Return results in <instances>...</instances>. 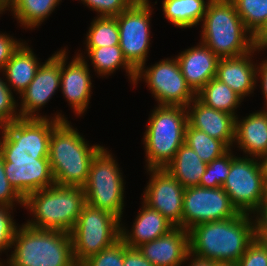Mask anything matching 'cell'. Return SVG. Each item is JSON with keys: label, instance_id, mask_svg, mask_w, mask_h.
I'll list each match as a JSON object with an SVG mask.
<instances>
[{"label": "cell", "instance_id": "1", "mask_svg": "<svg viewBox=\"0 0 267 266\" xmlns=\"http://www.w3.org/2000/svg\"><path fill=\"white\" fill-rule=\"evenodd\" d=\"M251 214L205 222L189 230L190 251L215 262L237 263L254 239Z\"/></svg>", "mask_w": 267, "mask_h": 266}, {"label": "cell", "instance_id": "2", "mask_svg": "<svg viewBox=\"0 0 267 266\" xmlns=\"http://www.w3.org/2000/svg\"><path fill=\"white\" fill-rule=\"evenodd\" d=\"M102 147L90 146L68 120L60 122L52 130L49 141L48 159L55 184L83 187L91 162Z\"/></svg>", "mask_w": 267, "mask_h": 266}, {"label": "cell", "instance_id": "3", "mask_svg": "<svg viewBox=\"0 0 267 266\" xmlns=\"http://www.w3.org/2000/svg\"><path fill=\"white\" fill-rule=\"evenodd\" d=\"M5 266H79L70 233L18 226Z\"/></svg>", "mask_w": 267, "mask_h": 266}, {"label": "cell", "instance_id": "4", "mask_svg": "<svg viewBox=\"0 0 267 266\" xmlns=\"http://www.w3.org/2000/svg\"><path fill=\"white\" fill-rule=\"evenodd\" d=\"M85 204L83 187L54 184L24 199L23 207L30 209L34 218L26 224L32 228L70 233Z\"/></svg>", "mask_w": 267, "mask_h": 266}, {"label": "cell", "instance_id": "5", "mask_svg": "<svg viewBox=\"0 0 267 266\" xmlns=\"http://www.w3.org/2000/svg\"><path fill=\"white\" fill-rule=\"evenodd\" d=\"M202 22L200 42L219 58L238 57L254 49L253 35L231 0H210Z\"/></svg>", "mask_w": 267, "mask_h": 266}, {"label": "cell", "instance_id": "6", "mask_svg": "<svg viewBox=\"0 0 267 266\" xmlns=\"http://www.w3.org/2000/svg\"><path fill=\"white\" fill-rule=\"evenodd\" d=\"M144 132L147 169L165 168L184 144L188 124L187 108L158 105L152 110Z\"/></svg>", "mask_w": 267, "mask_h": 266}, {"label": "cell", "instance_id": "7", "mask_svg": "<svg viewBox=\"0 0 267 266\" xmlns=\"http://www.w3.org/2000/svg\"><path fill=\"white\" fill-rule=\"evenodd\" d=\"M67 118L61 113L52 118H19L1 126L0 154L4 160L48 158L52 130Z\"/></svg>", "mask_w": 267, "mask_h": 266}, {"label": "cell", "instance_id": "8", "mask_svg": "<svg viewBox=\"0 0 267 266\" xmlns=\"http://www.w3.org/2000/svg\"><path fill=\"white\" fill-rule=\"evenodd\" d=\"M107 149L102 147L94 156L83 190L87 204L109 211L121 220L125 182L122 170Z\"/></svg>", "mask_w": 267, "mask_h": 266}, {"label": "cell", "instance_id": "9", "mask_svg": "<svg viewBox=\"0 0 267 266\" xmlns=\"http://www.w3.org/2000/svg\"><path fill=\"white\" fill-rule=\"evenodd\" d=\"M121 220L109 211L85 204L70 232L73 255L80 265L120 238Z\"/></svg>", "mask_w": 267, "mask_h": 266}, {"label": "cell", "instance_id": "10", "mask_svg": "<svg viewBox=\"0 0 267 266\" xmlns=\"http://www.w3.org/2000/svg\"><path fill=\"white\" fill-rule=\"evenodd\" d=\"M152 9L149 0H135L115 16L119 29V46L124 58L136 71L145 66L148 57Z\"/></svg>", "mask_w": 267, "mask_h": 266}, {"label": "cell", "instance_id": "11", "mask_svg": "<svg viewBox=\"0 0 267 266\" xmlns=\"http://www.w3.org/2000/svg\"><path fill=\"white\" fill-rule=\"evenodd\" d=\"M264 184L259 158L234 155L222 188L239 212L252 214L263 202Z\"/></svg>", "mask_w": 267, "mask_h": 266}, {"label": "cell", "instance_id": "12", "mask_svg": "<svg viewBox=\"0 0 267 266\" xmlns=\"http://www.w3.org/2000/svg\"><path fill=\"white\" fill-rule=\"evenodd\" d=\"M145 67L141 66L136 71L134 85L143 78L158 105L187 107L196 98V93L182 75L176 57L162 59L147 69Z\"/></svg>", "mask_w": 267, "mask_h": 266}, {"label": "cell", "instance_id": "13", "mask_svg": "<svg viewBox=\"0 0 267 266\" xmlns=\"http://www.w3.org/2000/svg\"><path fill=\"white\" fill-rule=\"evenodd\" d=\"M239 213L222 187L193 186L184 190L183 229L189 231L198 224L233 218Z\"/></svg>", "mask_w": 267, "mask_h": 266}, {"label": "cell", "instance_id": "14", "mask_svg": "<svg viewBox=\"0 0 267 266\" xmlns=\"http://www.w3.org/2000/svg\"><path fill=\"white\" fill-rule=\"evenodd\" d=\"M150 179L142 197L149 208L160 212L175 227L182 228L185 188L165 169H147Z\"/></svg>", "mask_w": 267, "mask_h": 266}, {"label": "cell", "instance_id": "15", "mask_svg": "<svg viewBox=\"0 0 267 266\" xmlns=\"http://www.w3.org/2000/svg\"><path fill=\"white\" fill-rule=\"evenodd\" d=\"M61 50L55 52L38 68L34 79L20 94L19 115L21 118H47L39 111L60 88ZM36 112V113H35ZM39 114V115H38Z\"/></svg>", "mask_w": 267, "mask_h": 266}, {"label": "cell", "instance_id": "16", "mask_svg": "<svg viewBox=\"0 0 267 266\" xmlns=\"http://www.w3.org/2000/svg\"><path fill=\"white\" fill-rule=\"evenodd\" d=\"M67 58L66 49L61 50L60 87L75 115L82 116L87 111L92 94V77L90 76L89 65L82 53H77L66 66Z\"/></svg>", "mask_w": 267, "mask_h": 266}, {"label": "cell", "instance_id": "17", "mask_svg": "<svg viewBox=\"0 0 267 266\" xmlns=\"http://www.w3.org/2000/svg\"><path fill=\"white\" fill-rule=\"evenodd\" d=\"M4 170L9 183L23 199L55 184L48 158L4 160Z\"/></svg>", "mask_w": 267, "mask_h": 266}, {"label": "cell", "instance_id": "18", "mask_svg": "<svg viewBox=\"0 0 267 266\" xmlns=\"http://www.w3.org/2000/svg\"><path fill=\"white\" fill-rule=\"evenodd\" d=\"M137 249L154 266H181L186 262L190 250L189 231L175 227L167 234L141 244Z\"/></svg>", "mask_w": 267, "mask_h": 266}, {"label": "cell", "instance_id": "19", "mask_svg": "<svg viewBox=\"0 0 267 266\" xmlns=\"http://www.w3.org/2000/svg\"><path fill=\"white\" fill-rule=\"evenodd\" d=\"M188 123L212 138L222 141L229 149L235 141L236 117L210 108L195 98L187 107Z\"/></svg>", "mask_w": 267, "mask_h": 266}, {"label": "cell", "instance_id": "20", "mask_svg": "<svg viewBox=\"0 0 267 266\" xmlns=\"http://www.w3.org/2000/svg\"><path fill=\"white\" fill-rule=\"evenodd\" d=\"M182 75L197 94L216 77L219 57L203 43L186 49L176 56Z\"/></svg>", "mask_w": 267, "mask_h": 266}, {"label": "cell", "instance_id": "21", "mask_svg": "<svg viewBox=\"0 0 267 266\" xmlns=\"http://www.w3.org/2000/svg\"><path fill=\"white\" fill-rule=\"evenodd\" d=\"M255 51L259 50L254 48L244 55L220 58L218 61L216 78L227 84L243 99L253 93L257 83L258 64H254V61L251 60Z\"/></svg>", "mask_w": 267, "mask_h": 266}, {"label": "cell", "instance_id": "22", "mask_svg": "<svg viewBox=\"0 0 267 266\" xmlns=\"http://www.w3.org/2000/svg\"><path fill=\"white\" fill-rule=\"evenodd\" d=\"M140 210L132 225L131 232L120 223V238L128 247L137 248L175 228L160 212L149 208L146 204L142 203Z\"/></svg>", "mask_w": 267, "mask_h": 266}, {"label": "cell", "instance_id": "23", "mask_svg": "<svg viewBox=\"0 0 267 266\" xmlns=\"http://www.w3.org/2000/svg\"><path fill=\"white\" fill-rule=\"evenodd\" d=\"M236 117L235 141L237 148L249 157L261 158L267 154V108Z\"/></svg>", "mask_w": 267, "mask_h": 266}, {"label": "cell", "instance_id": "24", "mask_svg": "<svg viewBox=\"0 0 267 266\" xmlns=\"http://www.w3.org/2000/svg\"><path fill=\"white\" fill-rule=\"evenodd\" d=\"M27 42H23L18 49L12 54L2 70L6 76L7 86L16 94H21L34 79L38 68L41 65L38 58L29 47ZM28 45V46H27ZM5 72V73H4ZM11 84V85H10ZM12 87V88H11Z\"/></svg>", "mask_w": 267, "mask_h": 266}, {"label": "cell", "instance_id": "25", "mask_svg": "<svg viewBox=\"0 0 267 266\" xmlns=\"http://www.w3.org/2000/svg\"><path fill=\"white\" fill-rule=\"evenodd\" d=\"M204 163L197 153L185 143L177 150L174 158L165 169L184 187L199 186L206 171Z\"/></svg>", "mask_w": 267, "mask_h": 266}, {"label": "cell", "instance_id": "26", "mask_svg": "<svg viewBox=\"0 0 267 266\" xmlns=\"http://www.w3.org/2000/svg\"><path fill=\"white\" fill-rule=\"evenodd\" d=\"M210 0H163L165 18L178 28H192L203 21Z\"/></svg>", "mask_w": 267, "mask_h": 266}, {"label": "cell", "instance_id": "27", "mask_svg": "<svg viewBox=\"0 0 267 266\" xmlns=\"http://www.w3.org/2000/svg\"><path fill=\"white\" fill-rule=\"evenodd\" d=\"M86 51L94 71L99 76H102V78L103 76H109L122 67L128 73L127 76H129L130 82L134 85L136 70L124 58L119 45L86 48Z\"/></svg>", "mask_w": 267, "mask_h": 266}, {"label": "cell", "instance_id": "28", "mask_svg": "<svg viewBox=\"0 0 267 266\" xmlns=\"http://www.w3.org/2000/svg\"><path fill=\"white\" fill-rule=\"evenodd\" d=\"M196 98L207 107L227 112L235 117H237L235 110L243 100L227 84H224L216 77L211 79L196 94Z\"/></svg>", "mask_w": 267, "mask_h": 266}, {"label": "cell", "instance_id": "29", "mask_svg": "<svg viewBox=\"0 0 267 266\" xmlns=\"http://www.w3.org/2000/svg\"><path fill=\"white\" fill-rule=\"evenodd\" d=\"M62 0H13L12 14L27 29L40 26Z\"/></svg>", "mask_w": 267, "mask_h": 266}, {"label": "cell", "instance_id": "30", "mask_svg": "<svg viewBox=\"0 0 267 266\" xmlns=\"http://www.w3.org/2000/svg\"><path fill=\"white\" fill-rule=\"evenodd\" d=\"M184 143L191 147L206 164L219 158L229 150L222 141L193 128L189 123L186 125Z\"/></svg>", "mask_w": 267, "mask_h": 266}, {"label": "cell", "instance_id": "31", "mask_svg": "<svg viewBox=\"0 0 267 266\" xmlns=\"http://www.w3.org/2000/svg\"><path fill=\"white\" fill-rule=\"evenodd\" d=\"M86 36V48L119 45L116 17H94Z\"/></svg>", "mask_w": 267, "mask_h": 266}, {"label": "cell", "instance_id": "32", "mask_svg": "<svg viewBox=\"0 0 267 266\" xmlns=\"http://www.w3.org/2000/svg\"><path fill=\"white\" fill-rule=\"evenodd\" d=\"M246 29L254 35L267 19V0H231Z\"/></svg>", "mask_w": 267, "mask_h": 266}, {"label": "cell", "instance_id": "33", "mask_svg": "<svg viewBox=\"0 0 267 266\" xmlns=\"http://www.w3.org/2000/svg\"><path fill=\"white\" fill-rule=\"evenodd\" d=\"M229 149L225 154L207 164L206 171L202 175L199 186L204 188L222 187L230 173L231 158L234 154Z\"/></svg>", "mask_w": 267, "mask_h": 266}, {"label": "cell", "instance_id": "34", "mask_svg": "<svg viewBox=\"0 0 267 266\" xmlns=\"http://www.w3.org/2000/svg\"><path fill=\"white\" fill-rule=\"evenodd\" d=\"M123 262L124 242L119 238L109 247L87 258L79 266H123Z\"/></svg>", "mask_w": 267, "mask_h": 266}, {"label": "cell", "instance_id": "35", "mask_svg": "<svg viewBox=\"0 0 267 266\" xmlns=\"http://www.w3.org/2000/svg\"><path fill=\"white\" fill-rule=\"evenodd\" d=\"M4 81L6 80L0 77V127L20 118L19 112L16 111L18 103L13 96V91Z\"/></svg>", "mask_w": 267, "mask_h": 266}, {"label": "cell", "instance_id": "36", "mask_svg": "<svg viewBox=\"0 0 267 266\" xmlns=\"http://www.w3.org/2000/svg\"><path fill=\"white\" fill-rule=\"evenodd\" d=\"M15 206L0 204V253L12 248L15 233L18 229L10 213Z\"/></svg>", "mask_w": 267, "mask_h": 266}, {"label": "cell", "instance_id": "37", "mask_svg": "<svg viewBox=\"0 0 267 266\" xmlns=\"http://www.w3.org/2000/svg\"><path fill=\"white\" fill-rule=\"evenodd\" d=\"M80 1V0H79ZM82 3L96 11L98 17H115L126 10L135 0H81Z\"/></svg>", "mask_w": 267, "mask_h": 266}, {"label": "cell", "instance_id": "38", "mask_svg": "<svg viewBox=\"0 0 267 266\" xmlns=\"http://www.w3.org/2000/svg\"><path fill=\"white\" fill-rule=\"evenodd\" d=\"M238 266H267V243L254 240L237 262Z\"/></svg>", "mask_w": 267, "mask_h": 266}, {"label": "cell", "instance_id": "39", "mask_svg": "<svg viewBox=\"0 0 267 266\" xmlns=\"http://www.w3.org/2000/svg\"><path fill=\"white\" fill-rule=\"evenodd\" d=\"M24 206V199L9 183L4 170V159L0 154V204L14 206L16 203Z\"/></svg>", "mask_w": 267, "mask_h": 266}, {"label": "cell", "instance_id": "40", "mask_svg": "<svg viewBox=\"0 0 267 266\" xmlns=\"http://www.w3.org/2000/svg\"><path fill=\"white\" fill-rule=\"evenodd\" d=\"M23 43L10 35L0 33V72L10 60L12 54Z\"/></svg>", "mask_w": 267, "mask_h": 266}, {"label": "cell", "instance_id": "41", "mask_svg": "<svg viewBox=\"0 0 267 266\" xmlns=\"http://www.w3.org/2000/svg\"><path fill=\"white\" fill-rule=\"evenodd\" d=\"M252 218L254 224V239L267 243V206H259L253 212Z\"/></svg>", "mask_w": 267, "mask_h": 266}, {"label": "cell", "instance_id": "42", "mask_svg": "<svg viewBox=\"0 0 267 266\" xmlns=\"http://www.w3.org/2000/svg\"><path fill=\"white\" fill-rule=\"evenodd\" d=\"M123 266H154L152 265L137 248H130L124 243V262Z\"/></svg>", "mask_w": 267, "mask_h": 266}, {"label": "cell", "instance_id": "43", "mask_svg": "<svg viewBox=\"0 0 267 266\" xmlns=\"http://www.w3.org/2000/svg\"><path fill=\"white\" fill-rule=\"evenodd\" d=\"M253 46L259 51L267 48V19L260 29L253 35Z\"/></svg>", "mask_w": 267, "mask_h": 266}, {"label": "cell", "instance_id": "44", "mask_svg": "<svg viewBox=\"0 0 267 266\" xmlns=\"http://www.w3.org/2000/svg\"><path fill=\"white\" fill-rule=\"evenodd\" d=\"M258 77L261 78L260 88L262 89V93H263L264 100H265L264 102H266L265 106L267 108V60L266 59L257 66L256 79H258Z\"/></svg>", "mask_w": 267, "mask_h": 266}, {"label": "cell", "instance_id": "45", "mask_svg": "<svg viewBox=\"0 0 267 266\" xmlns=\"http://www.w3.org/2000/svg\"><path fill=\"white\" fill-rule=\"evenodd\" d=\"M189 261L190 260V264H188V266H214L215 261L214 260H210L206 257H201L193 252H191L190 250L188 251L185 261Z\"/></svg>", "mask_w": 267, "mask_h": 266}, {"label": "cell", "instance_id": "46", "mask_svg": "<svg viewBox=\"0 0 267 266\" xmlns=\"http://www.w3.org/2000/svg\"><path fill=\"white\" fill-rule=\"evenodd\" d=\"M13 0H0V14L5 10H12Z\"/></svg>", "mask_w": 267, "mask_h": 266}, {"label": "cell", "instance_id": "47", "mask_svg": "<svg viewBox=\"0 0 267 266\" xmlns=\"http://www.w3.org/2000/svg\"><path fill=\"white\" fill-rule=\"evenodd\" d=\"M259 161L263 172L264 182H267V154L259 158Z\"/></svg>", "mask_w": 267, "mask_h": 266}, {"label": "cell", "instance_id": "48", "mask_svg": "<svg viewBox=\"0 0 267 266\" xmlns=\"http://www.w3.org/2000/svg\"><path fill=\"white\" fill-rule=\"evenodd\" d=\"M214 266H238L237 263L233 262H215Z\"/></svg>", "mask_w": 267, "mask_h": 266}, {"label": "cell", "instance_id": "49", "mask_svg": "<svg viewBox=\"0 0 267 266\" xmlns=\"http://www.w3.org/2000/svg\"><path fill=\"white\" fill-rule=\"evenodd\" d=\"M264 198L260 206H267V182H264Z\"/></svg>", "mask_w": 267, "mask_h": 266}, {"label": "cell", "instance_id": "50", "mask_svg": "<svg viewBox=\"0 0 267 266\" xmlns=\"http://www.w3.org/2000/svg\"><path fill=\"white\" fill-rule=\"evenodd\" d=\"M6 264H4L3 262L0 261V266H5Z\"/></svg>", "mask_w": 267, "mask_h": 266}]
</instances>
